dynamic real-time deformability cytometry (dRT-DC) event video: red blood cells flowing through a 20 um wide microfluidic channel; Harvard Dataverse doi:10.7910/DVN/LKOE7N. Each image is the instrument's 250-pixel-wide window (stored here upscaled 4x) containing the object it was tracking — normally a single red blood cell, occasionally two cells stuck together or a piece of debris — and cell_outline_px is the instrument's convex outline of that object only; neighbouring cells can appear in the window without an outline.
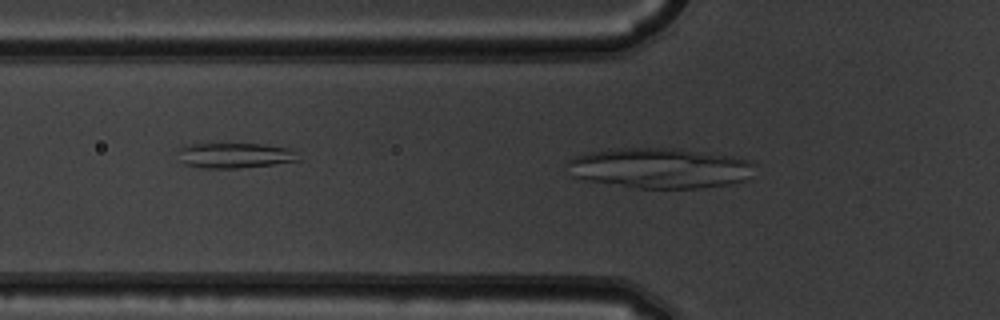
{"species": "common noctule bat (a hibernating species)", "species_latin": "Nyctalus noctula", "temperature_condition": "warm", "stored_images_in_passage": 47, "camera_frame_rate_fps": 3000, "um_per_image_px": 0.085, "animal": {"sex": "male", "body_mass_g": 19.5, "forearm_length_mm": 54.6}, "frame": {"image": 1, "passage_image": 17, "time_ms": 5.333, "image_size_px": [1000, 320], "cell_outline_px": [[756, 164], [752, 176], [744, 180], [732, 184], [700, 188], [636, 188], [588, 180], [572, 176], [568, 164], [568, 160], [576, 156], [608, 148], [676, 148], [736, 156], [752, 160]], "centroid_in_image_um": [56.18, 14.28], "position_along_channel_um": 69.6, "area_um2": 44.39}}
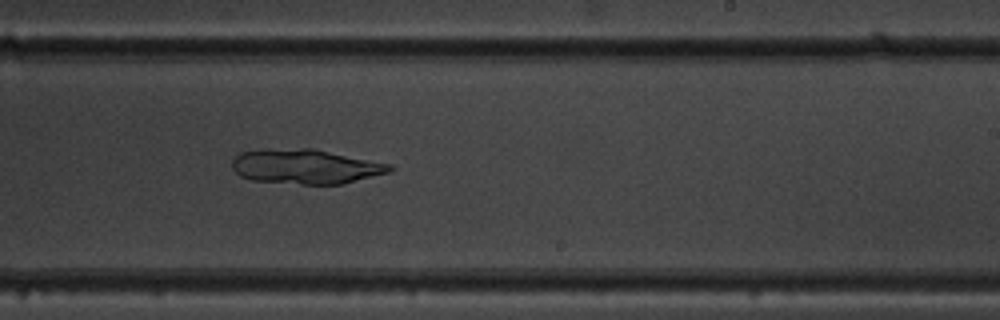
{"frame": {"image": 2, "passage_image": 32, "time_ms": 10.333, "image_size_px": [1000, 320], "cell_outline_px": [[392, 168], [388, 172], [340, 184], [304, 184], [252, 180], [240, 176], [232, 168], [232, 160], [240, 152], [260, 148], [312, 148], [392, 164]], "centroid_in_image_um": [25.91, 14.13], "position_along_channel_um": 263.1, "area_um2": 31.79}}
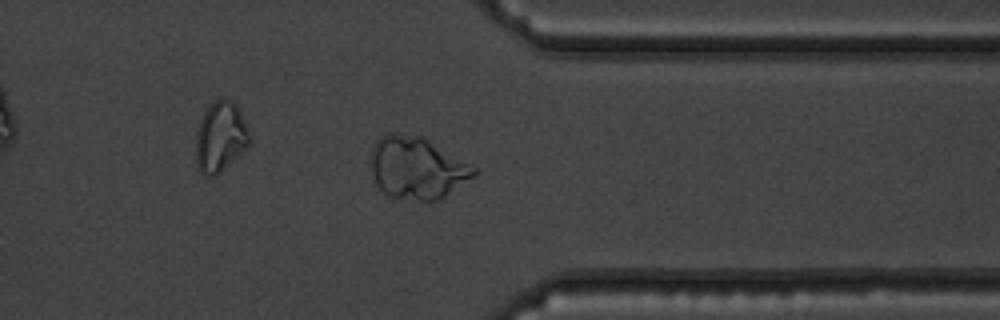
{"frame": {"image": 3, "passage_image": 41, "time_ms": 13.333, "image_size_px": [1000, 320], "cell_outline_px": [[476, 172], [472, 176], [440, 200], [420, 200], [388, 196], [376, 184], [372, 172], [372, 148], [376, 140], [380, 136], [388, 132], [392, 132], [424, 136], [476, 168]], "centroid_in_image_um": [35.41, 14.24], "position_along_channel_um": 376.0, "area_um2": 36.99}}